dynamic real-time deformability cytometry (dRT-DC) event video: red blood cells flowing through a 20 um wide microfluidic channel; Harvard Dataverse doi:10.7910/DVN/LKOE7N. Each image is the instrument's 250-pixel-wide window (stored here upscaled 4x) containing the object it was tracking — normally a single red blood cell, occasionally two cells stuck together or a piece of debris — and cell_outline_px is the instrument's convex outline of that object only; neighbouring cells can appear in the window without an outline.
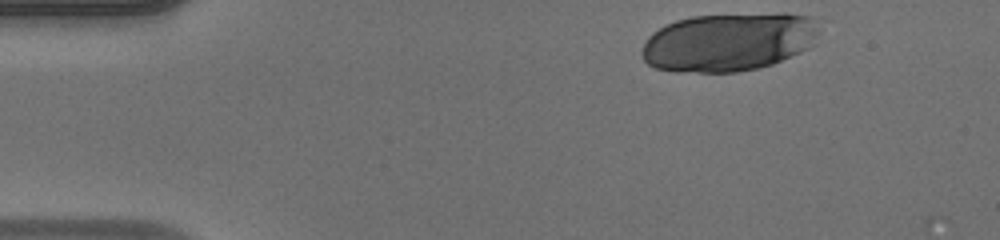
{"species": "human", "species_latin": "Homo sapiens", "temperature_condition": "warm", "stored_images_in_passage": 35, "camera_frame_rate_fps": 3000, "um_per_image_px": 0.085, "donor": {"sex": "male"}, "frame": {"image": 1, "passage_image": 1, "time_ms": 0.0, "image_size_px": [1000, 240], "cell_outline_px": [[820, 32], [816, 44], [800, 52], [772, 64], [760, 68], [736, 72], [676, 72], [656, 68], [648, 64], [644, 60], [640, 52], [648, 36], [652, 32], [664, 24], [676, 20], [692, 16], [780, 12], [784, 12], [812, 16]], "centroid_in_image_um": [61.96, 3.55], "position_along_channel_um": 23.0, "area_um2": 61.38}}